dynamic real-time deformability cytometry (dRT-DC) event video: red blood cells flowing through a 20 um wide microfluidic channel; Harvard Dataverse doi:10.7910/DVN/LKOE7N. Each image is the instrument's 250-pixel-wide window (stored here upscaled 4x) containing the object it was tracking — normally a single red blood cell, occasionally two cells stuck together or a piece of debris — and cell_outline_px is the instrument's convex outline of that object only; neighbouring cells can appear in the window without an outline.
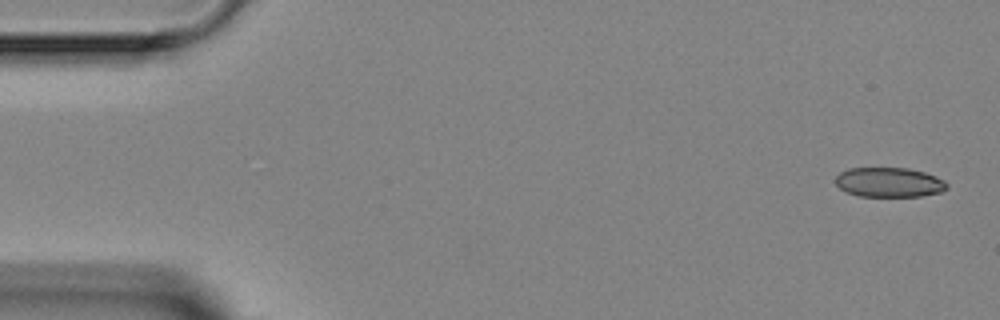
{"species": "Egyptian fruit bat (a non-hibernating species)", "species_latin": "Rousettus aegyptiacus", "temperature_condition": "room temperature", "stored_images_in_passage": 8, "camera_frame_rate_fps": 3000, "um_per_image_px": 0.085, "animal": {"sex": "female"}, "frame": {"image": 1, "passage_image": 1, "time_ms": 0.0, "image_size_px": [1000, 320], "cell_outline_px": [[948, 188], [940, 192], [920, 196], [860, 196], [844, 192], [836, 184], [836, 176], [840, 172], [848, 168], [908, 168], [924, 172], [936, 176], [944, 180], [948, 184]], "centroid_in_image_um": [75.57, 15.49], "position_along_channel_um": 9.4, "area_um2": 19.31}}
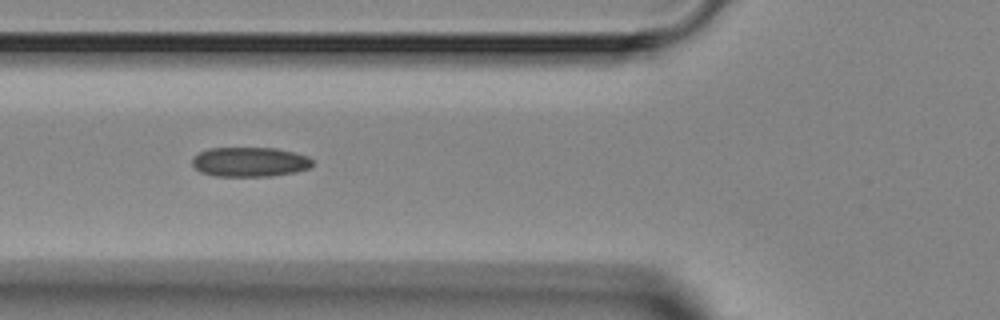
{"frame": {"image": 2, "passage_image": 5, "time_ms": 5.333, "image_size_px": [1000, 320], "cell_outline_px": [[312, 164], [308, 168], [296, 172], [272, 176], [216, 176], [200, 172], [192, 164], [192, 156], [208, 148], [276, 148], [308, 156], [312, 160]], "centroid_in_image_um": [21.21, 13.76], "position_along_channel_um": 104.6, "area_um2": 20.75}}
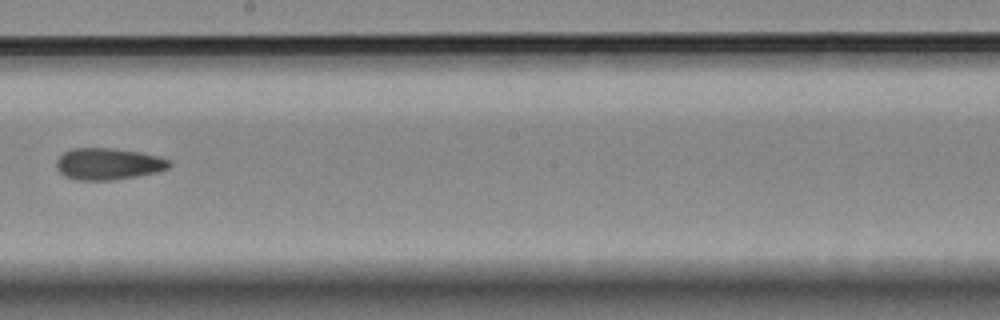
{"frame": {"image": 3, "passage_image": 8, "time_ms": 8.667, "image_size_px": [1000, 320], "cell_outline_px": [[172, 164], [168, 168], [160, 172], [112, 180], [76, 180], [64, 176], [56, 168], [56, 160], [64, 152], [72, 148], [112, 148], [140, 152], [172, 160]], "centroid_in_image_um": [9.21, 13.93], "position_along_channel_um": 239.0, "area_um2": 20.98}}